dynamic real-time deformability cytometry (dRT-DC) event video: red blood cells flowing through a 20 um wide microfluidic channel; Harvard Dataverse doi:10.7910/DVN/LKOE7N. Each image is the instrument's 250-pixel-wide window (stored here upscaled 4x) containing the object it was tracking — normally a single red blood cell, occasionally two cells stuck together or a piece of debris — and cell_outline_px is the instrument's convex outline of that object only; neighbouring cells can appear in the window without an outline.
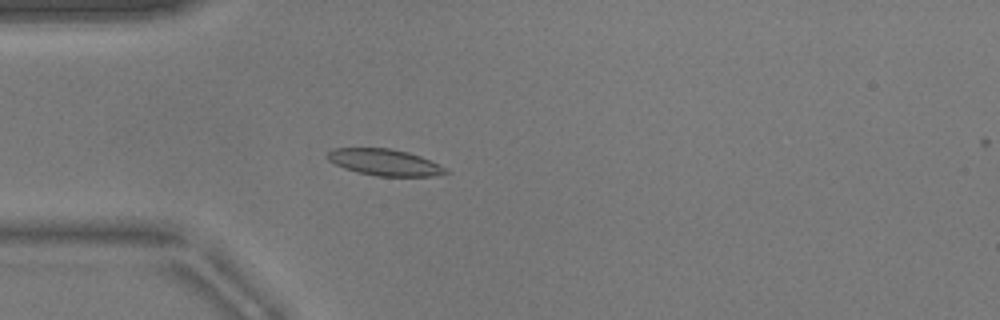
{"species": "common noctule bat (a hibernating species)", "species_latin": "Nyctalus noctula", "temperature_condition": "warm", "stored_images_in_passage": 52, "camera_frame_rate_fps": 3000, "um_per_image_px": 0.085, "animal": {"sex": "male", "body_mass_g": 17.9}, "frame": {"image": 1, "passage_image": 14, "time_ms": 4.333, "image_size_px": [1000, 320], "cell_outline_px": [[448, 172], [436, 176], [376, 176], [356, 172], [344, 168], [328, 160], [324, 156], [332, 148], [388, 148], [408, 152], [420, 156], [440, 164], [448, 168]], "centroid_in_image_um": [32.69, 13.8], "position_along_channel_um": 52.3, "area_um2": 18.38}}
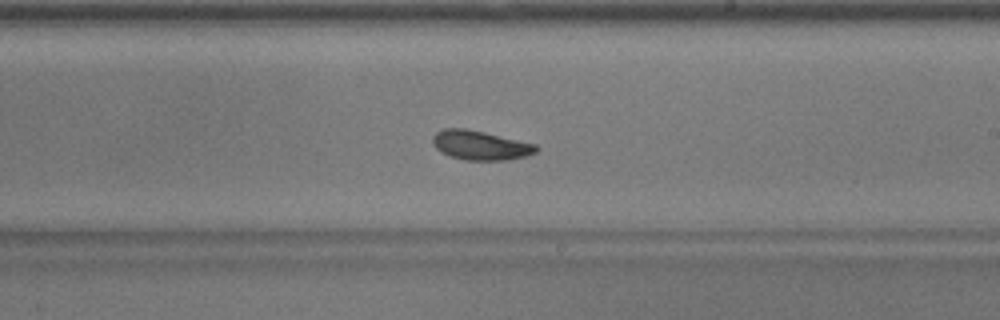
{"frame": {"image": 2, "passage_image": 30, "time_ms": 9.667, "image_size_px": [1000, 320], "cell_outline_px": [[540, 148], [536, 152], [524, 156], [508, 160], [464, 160], [448, 156], [440, 152], [432, 144], [432, 136], [436, 132], [444, 128], [468, 128], [536, 144]], "centroid_in_image_um": [40.79, 12.34], "position_along_channel_um": 248.2, "area_um2": 17.92}}
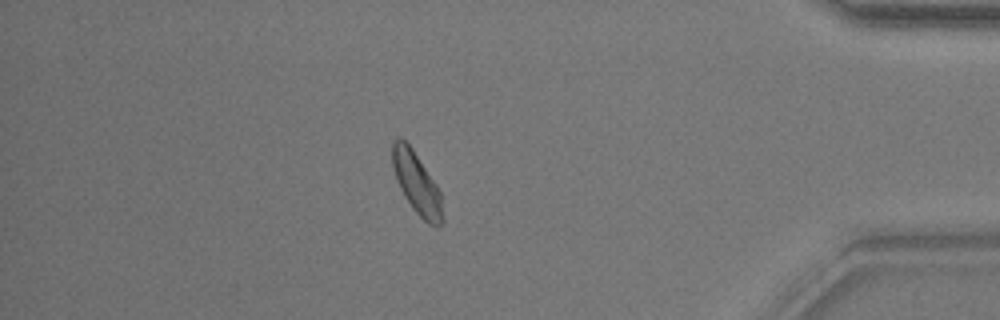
{"frame": {"image": 3, "passage_image": 45, "time_ms": 14.667, "image_size_px": [1000, 320], "cell_outline_px": [[444, 220], [440, 224], [428, 224], [412, 208], [404, 196], [396, 180], [392, 164], [392, 140], [396, 136], [400, 136], [412, 148], [436, 184], [440, 192]], "centroid_in_image_um": [35.39, 15.53], "position_along_channel_um": 399.8, "area_um2": 17.92}, "authors_computed_cell_mechanics": {"area_um2": 17.8891, "velocity_mm_per_s": 3.8185, "shape_relaxation_time_tau1_ms": 2.878, "shape_relaxation_time_tau2_ms": 3.3692, "deformation_change_tau1": 0.0837, "deformation_change_tau2": 0.0846}}